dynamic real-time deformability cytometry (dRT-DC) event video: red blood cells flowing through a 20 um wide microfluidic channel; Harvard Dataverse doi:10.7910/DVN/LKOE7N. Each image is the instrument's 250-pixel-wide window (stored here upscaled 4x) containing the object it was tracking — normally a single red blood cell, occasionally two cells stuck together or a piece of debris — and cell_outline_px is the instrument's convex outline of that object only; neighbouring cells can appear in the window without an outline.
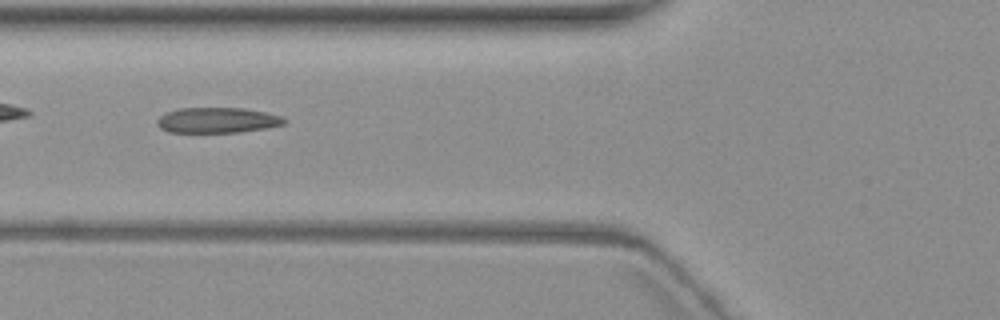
{"species": "common noctule bat (a hibernating species)", "species_latin": "Nyctalus noctula", "temperature_condition": "warm", "stored_images_in_passage": 8, "camera_frame_rate_fps": 3000, "um_per_image_px": 0.085, "animal": {"sex": "female", "body_mass_g": 19.3, "forearm_length_mm": 54.1}, "frame": {"image": 1, "passage_image": 7, "time_ms": 7.0, "image_size_px": [1000, 320], "cell_outline_px": [[288, 120], [284, 124], [268, 128], [240, 132], [168, 132], [160, 128], [156, 120], [160, 116], [168, 112], [180, 108], [240, 108], [264, 112], [280, 116]], "centroid_in_image_um": [18.48, 10.22], "position_along_channel_um": 107.3, "area_um2": 18.73}}
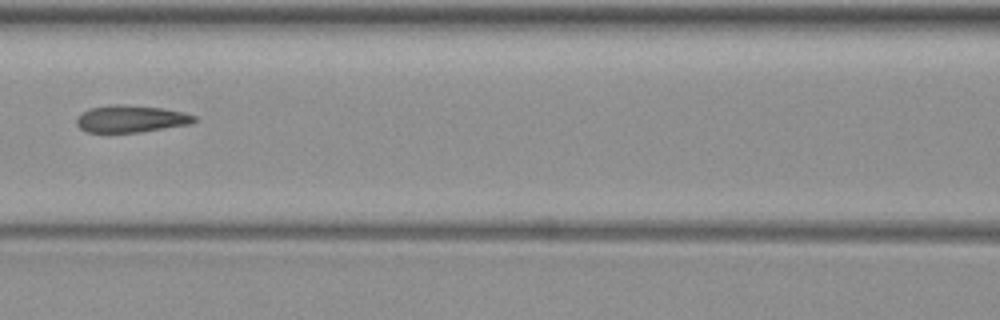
{"frame": {"image": 2, "passage_image": 8, "time_ms": 8.333, "image_size_px": [1000, 320], "cell_outline_px": [[196, 120], [192, 124], [140, 132], [84, 132], [76, 124], [76, 116], [88, 108], [112, 104], [120, 104], [164, 108], [184, 112], [196, 116]], "centroid_in_image_um": [11.11, 10.09], "position_along_channel_um": 155.5, "area_um2": 18.84}}